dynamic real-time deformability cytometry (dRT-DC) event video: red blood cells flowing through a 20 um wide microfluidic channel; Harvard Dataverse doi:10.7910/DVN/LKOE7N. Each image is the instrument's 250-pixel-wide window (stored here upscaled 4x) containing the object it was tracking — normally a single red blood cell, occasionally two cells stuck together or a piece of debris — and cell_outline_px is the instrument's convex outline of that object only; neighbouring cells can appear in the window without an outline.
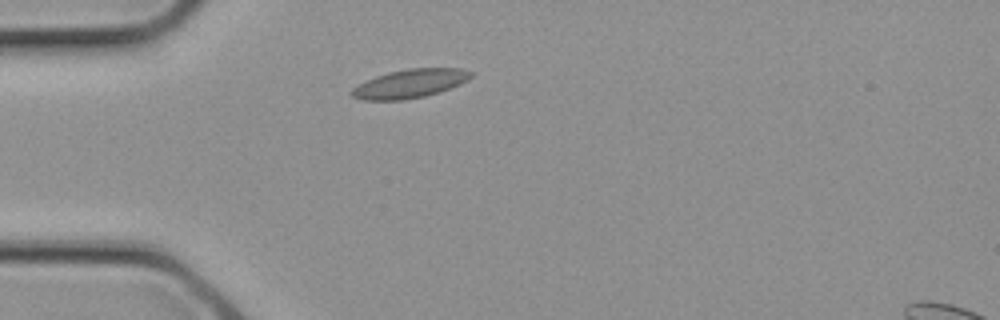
{"species": "common noctule bat (a hibernating species)", "species_latin": "Nyctalus noctula", "temperature_condition": "cold", "stored_images_in_passage": 1, "camera_frame_rate_fps": 3000, "um_per_image_px": 0.085, "animal": {"sex": "female", "body_mass_g": 21.9}, "frame": {"image": 1, "passage_image": 1, "time_ms": 0.0, "image_size_px": [1000, 320], "cell_outline_px": [[476, 72], [468, 80], [460, 84], [440, 92], [424, 96], [404, 100], [360, 100], [352, 96], [348, 92], [352, 88], [364, 80], [388, 72], [408, 68], [460, 68]], "centroid_in_image_um": [34.83, 7.1], "position_along_channel_um": 50.2, "area_um2": 20.23}}